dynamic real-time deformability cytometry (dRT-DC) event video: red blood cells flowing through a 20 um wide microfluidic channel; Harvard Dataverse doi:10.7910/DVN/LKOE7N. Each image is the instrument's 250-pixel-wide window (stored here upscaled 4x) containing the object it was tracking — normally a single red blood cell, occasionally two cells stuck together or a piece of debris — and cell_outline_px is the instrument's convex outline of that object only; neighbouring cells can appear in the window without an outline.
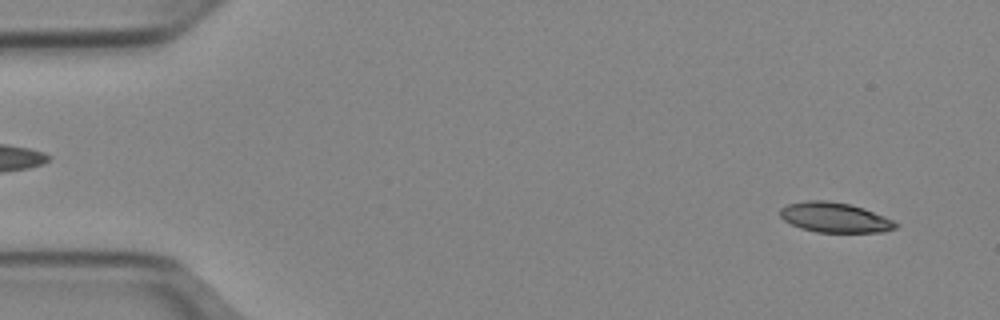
{"species": "Egyptian fruit bat (a non-hibernating species)", "species_latin": "Rousettus aegyptiacus", "temperature_condition": "cold", "stored_images_in_passage": 51, "camera_frame_rate_fps": 3000, "um_per_image_px": 0.085, "animal": {"sex": "female"}, "frame": {"image": 1, "passage_image": 3, "time_ms": 0.667, "image_size_px": [1000, 320], "cell_outline_px": [[900, 224], [896, 228], [884, 232], [816, 232], [800, 228], [784, 220], [780, 216], [780, 208], [788, 204], [808, 200], [824, 200], [848, 204], [864, 208], [884, 216]], "centroid_in_image_um": [70.96, 18.49], "position_along_channel_um": 14.0, "area_um2": 20.11}}
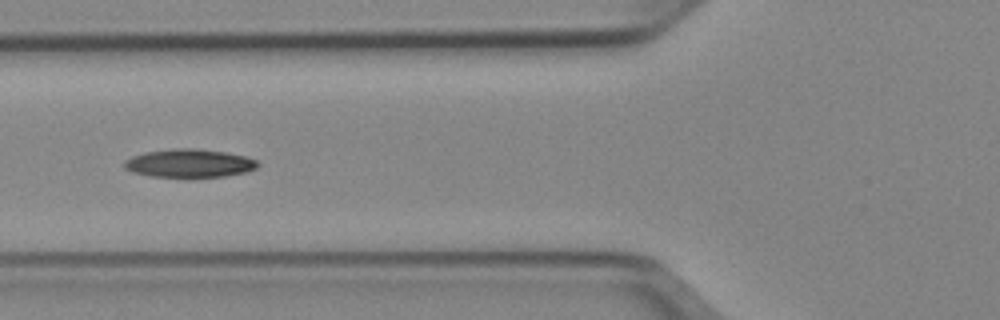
{"frame": {"image": 2, "passage_image": 19, "time_ms": 6.0, "image_size_px": [1000, 320], "cell_outline_px": [[260, 164], [256, 168], [248, 172], [224, 176], [148, 176], [132, 172], [124, 168], [124, 160], [132, 156], [144, 152], [172, 148], [196, 148], [224, 152], [244, 156], [256, 160]], "centroid_in_image_um": [16.07, 13.86], "position_along_channel_um": 109.7, "area_um2": 21.91}}
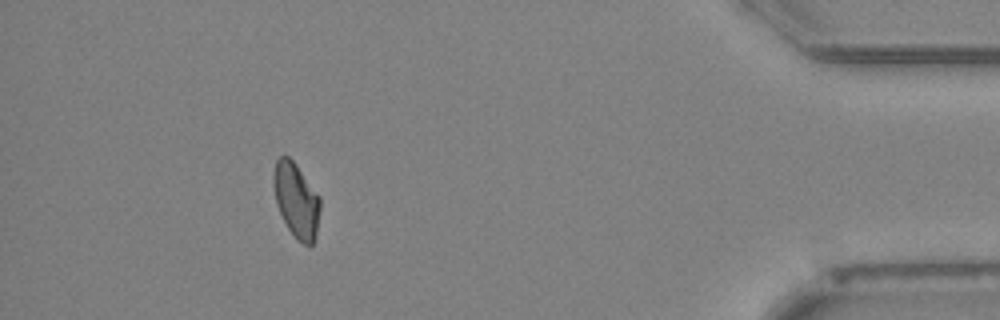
{"frame": {"image": 3, "passage_image": 46, "time_ms": 15.0, "image_size_px": [1000, 320], "cell_outline_px": [[320, 208], [316, 236], [312, 244], [304, 244], [288, 228], [276, 204], [272, 184], [272, 180], [276, 160], [280, 156], [288, 156], [296, 164], [320, 196]], "centroid_in_image_um": [25.18, 16.97], "position_along_channel_um": 410.0, "area_um2": 20.11}, "authors_computed_cell_mechanics": {"area_um2": 20.9236, "velocity_mm_per_s": 3.9542, "shape_relaxation_time_tau1_ms": 11.0271, "shape_relaxation_time_tau2_ms": null, "deformation_change_tau1": 0.2153, "deformation_change_tau2": null}}